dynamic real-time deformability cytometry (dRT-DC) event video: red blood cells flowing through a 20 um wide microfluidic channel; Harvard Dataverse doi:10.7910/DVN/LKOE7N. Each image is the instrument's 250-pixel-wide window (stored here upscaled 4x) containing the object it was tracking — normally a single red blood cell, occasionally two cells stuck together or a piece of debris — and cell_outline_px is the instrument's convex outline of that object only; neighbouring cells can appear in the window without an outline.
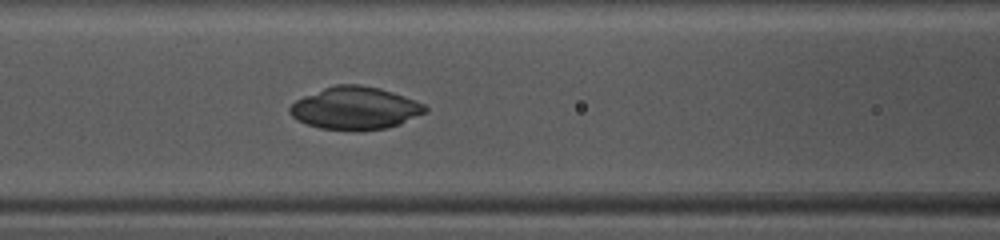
{"species": "common noctule bat (a hibernating species)", "species_latin": "Nyctalus noctula", "temperature_condition": "warm", "stored_images_in_passage": 38, "camera_frame_rate_fps": 3000, "um_per_image_px": 0.085, "animal": {"sex": "female", "body_mass_g": 10.0, "forearm_length_mm": 53.1}, "frame": {"image": 1, "passage_image": 11, "time_ms": 3.333, "image_size_px": [1000, 240], "cell_outline_px": [[428, 112], [400, 124], [388, 128], [320, 128], [296, 120], [288, 112], [288, 108], [296, 100], [304, 96], [324, 88], [336, 84], [360, 84], [380, 88], [416, 100], [424, 104], [428, 108]], "centroid_in_image_um": [30.21, 9.16], "position_along_channel_um": 136.4, "area_um2": 33.06}}
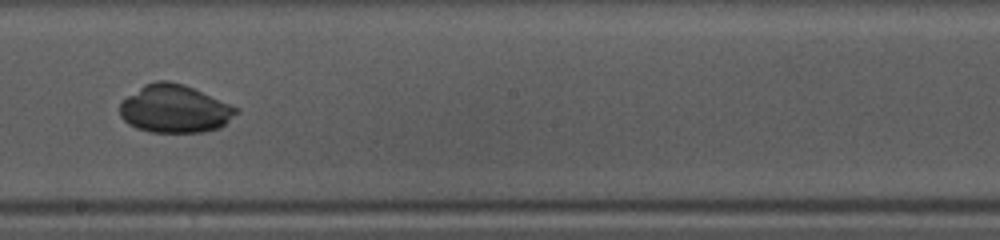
{"frame": {"image": 2, "passage_image": 18, "time_ms": 5.667, "image_size_px": [1000, 240], "cell_outline_px": [[240, 112], [220, 128], [204, 132], [152, 132], [136, 128], [128, 124], [120, 116], [120, 104], [128, 96], [144, 84], [156, 80], [168, 80], [184, 84], [240, 108]], "centroid_in_image_um": [14.88, 9.25], "position_along_channel_um": 233.3, "area_um2": 32.66}}
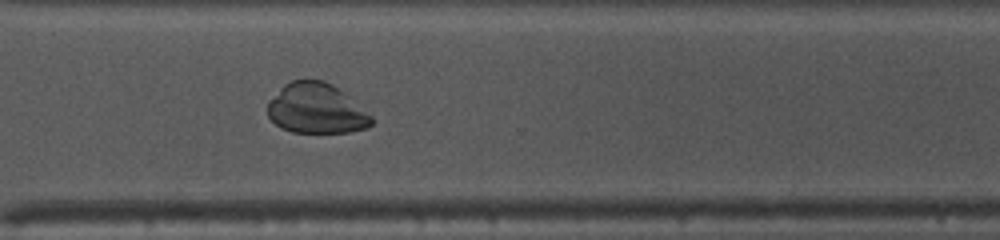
{"frame": {"image": 3, "passage_image": 26, "time_ms": 8.333, "image_size_px": [1000, 240], "cell_outline_px": [[372, 124], [368, 128], [348, 132], [292, 132], [280, 128], [268, 116], [268, 100], [284, 84], [292, 80], [324, 80], [332, 84], [344, 92], [372, 116]], "centroid_in_image_um": [26.88, 9.23], "position_along_channel_um": 343.7, "area_um2": 30.4}}